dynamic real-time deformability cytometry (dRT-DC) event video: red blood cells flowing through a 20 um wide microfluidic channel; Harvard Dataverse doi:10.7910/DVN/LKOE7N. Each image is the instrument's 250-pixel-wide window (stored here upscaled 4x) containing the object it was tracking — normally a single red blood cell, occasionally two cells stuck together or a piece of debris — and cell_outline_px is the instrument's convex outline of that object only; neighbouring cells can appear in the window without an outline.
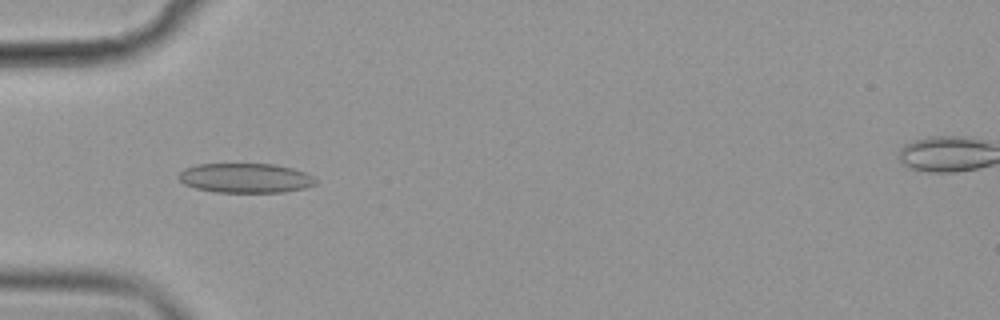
{"species": "common noctule bat (a hibernating species)", "species_latin": "Nyctalus noctula", "temperature_condition": "cold", "stored_images_in_passage": 52, "camera_frame_rate_fps": 3000, "um_per_image_px": 0.085, "animal": {"sex": "female", "body_mass_g": 19.9}, "frame": {"image": 1, "passage_image": 14, "time_ms": 4.333, "image_size_px": [1000, 320], "cell_outline_px": [[316, 184], [304, 188], [284, 192], [216, 192], [196, 188], [184, 184], [176, 176], [184, 168], [196, 164], [276, 164], [292, 168], [304, 172], [312, 176], [316, 180]], "centroid_in_image_um": [20.84, 15.13], "position_along_channel_um": 64.2, "area_um2": 23.64}}
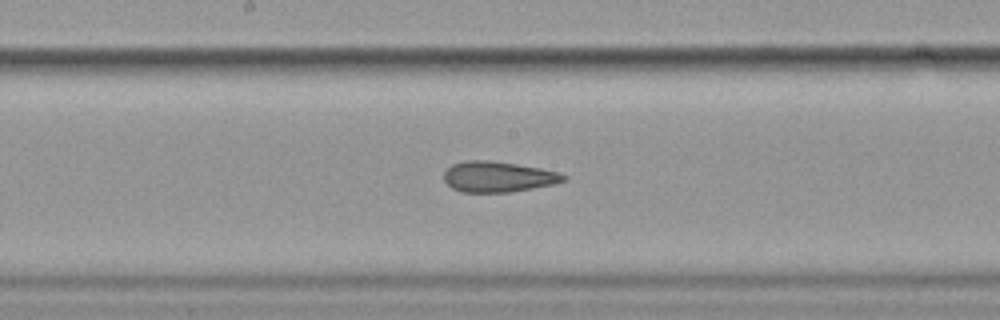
{"frame": {"image": 2, "passage_image": 26, "time_ms": 8.333, "image_size_px": [1000, 320], "cell_outline_px": [[568, 176], [564, 180], [556, 184], [508, 192], [460, 192], [452, 188], [444, 180], [444, 172], [452, 164], [468, 160], [488, 160], [516, 164], [540, 168], [560, 172]], "centroid_in_image_um": [42.34, 15.02], "position_along_channel_um": 205.9, "area_um2": 21.33}}
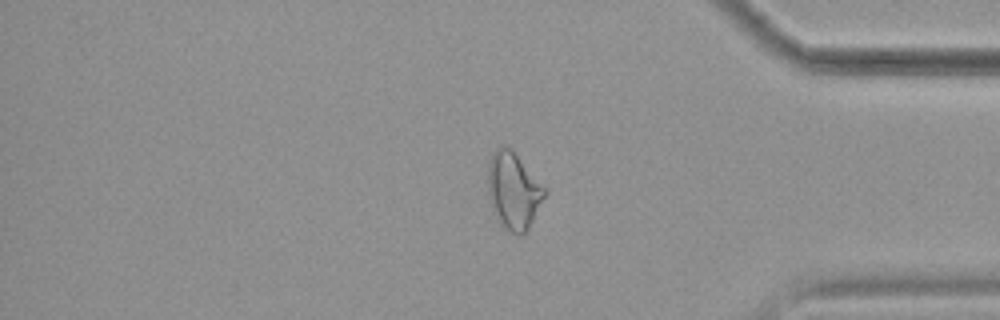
{"frame": {"image": 3, "passage_image": 43, "time_ms": 14.0, "image_size_px": [1000, 320], "cell_outline_px": [[548, 192], [528, 232], [520, 236], [516, 236], [500, 224], [496, 220], [488, 200], [488, 160], [492, 152], [500, 144], [504, 144], [548, 188]], "centroid_in_image_um": [43.66, 16.27], "position_along_channel_um": 391.5, "area_um2": 26.13}, "authors_computed_cell_mechanics": {"area_um2": 23.2934, "velocity_mm_per_s": 3.5872, "shape_relaxation_time_tau1_ms": 10.624, "shape_relaxation_time_tau2_ms": 2.7068, "deformation_change_tau1": 0.1943, "deformation_change_tau2": 0.0873}}